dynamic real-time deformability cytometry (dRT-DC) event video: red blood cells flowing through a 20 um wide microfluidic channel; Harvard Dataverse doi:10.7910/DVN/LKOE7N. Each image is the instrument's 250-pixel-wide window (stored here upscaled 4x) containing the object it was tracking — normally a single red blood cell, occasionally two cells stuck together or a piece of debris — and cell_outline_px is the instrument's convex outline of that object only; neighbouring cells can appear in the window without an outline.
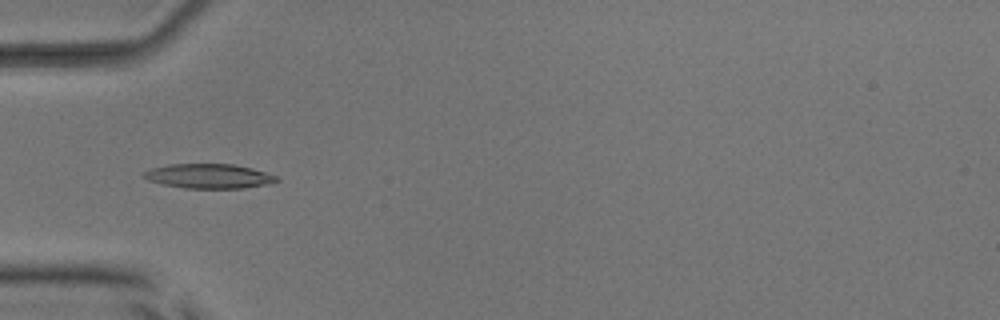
{"species": "common noctule bat (a hibernating species)", "species_latin": "Nyctalus noctula", "temperature_condition": "room temperature", "stored_images_in_passage": 25, "camera_frame_rate_fps": 3000, "um_per_image_px": 0.085, "animal": {"sex": "male", "body_mass_g": 17.9, "forearm_length_mm": 54.2}, "frame": {"image": 1, "passage_image": 18, "time_ms": 5.667, "image_size_px": [1000, 320], "cell_outline_px": [[280, 180], [268, 184], [244, 188], [184, 188], [164, 184], [148, 180], [144, 176], [144, 172], [152, 168], [168, 164], [232, 164], [252, 168], [276, 176]], "centroid_in_image_um": [17.77, 14.97], "position_along_channel_um": 67.2, "area_um2": 18.79}}
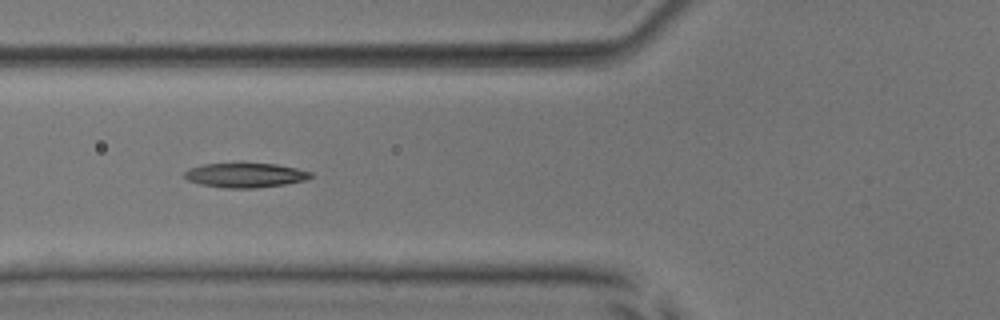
{"frame": {"image": 2, "passage_image": 21, "time_ms": 6.667, "image_size_px": [1000, 320], "cell_outline_px": [[312, 176], [304, 180], [284, 184], [256, 188], [224, 188], [200, 184], [188, 180], [184, 176], [184, 172], [188, 168], [204, 164], [240, 160], [276, 164], [296, 168], [312, 172]], "centroid_in_image_um": [20.8, 14.84], "position_along_channel_um": 105.0, "area_um2": 18.84}}